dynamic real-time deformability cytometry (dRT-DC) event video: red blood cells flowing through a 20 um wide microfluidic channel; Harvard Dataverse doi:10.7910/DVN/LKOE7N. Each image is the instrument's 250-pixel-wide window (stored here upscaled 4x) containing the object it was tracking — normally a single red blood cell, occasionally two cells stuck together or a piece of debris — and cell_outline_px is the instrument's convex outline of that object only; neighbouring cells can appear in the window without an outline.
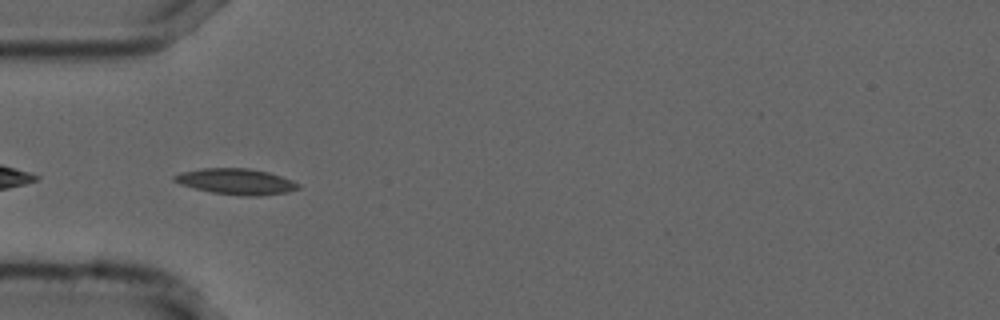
{"species": "common noctule bat (a hibernating species)", "species_latin": "Nyctalus noctula", "temperature_condition": "cold", "stored_images_in_passage": 40, "camera_frame_rate_fps": 3000, "um_per_image_px": 0.085, "animal": {"sex": "male", "forearm_length_mm": 52.5}, "frame": {"image": 1, "passage_image": 2, "time_ms": 0.333, "image_size_px": [1000, 320], "cell_outline_px": [[300, 188], [288, 192], [260, 196], [244, 196], [212, 192], [180, 184], [172, 180], [172, 176], [180, 172], [204, 168], [248, 168], [268, 172], [292, 180], [300, 184]], "centroid_in_image_um": [20.08, 15.43], "position_along_channel_um": 64.9, "area_um2": 18.67}}
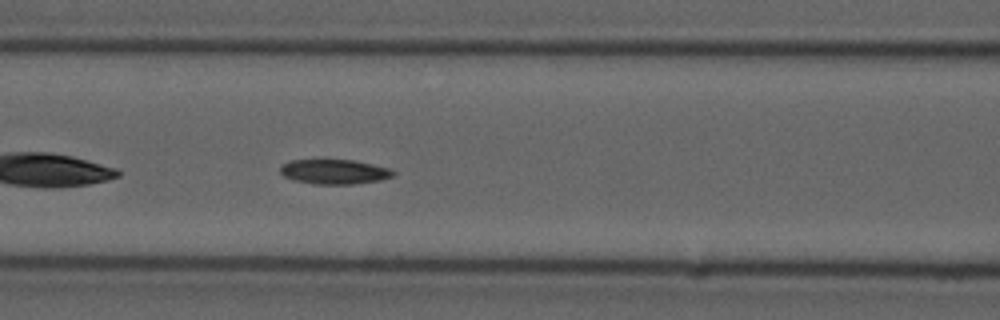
{"frame": {"image": 2, "passage_image": 8, "time_ms": 2.333, "image_size_px": [1000, 320], "cell_outline_px": [[396, 172], [392, 176], [380, 180], [352, 184], [316, 184], [296, 180], [284, 176], [280, 172], [280, 168], [288, 160], [320, 156], [324, 156], [356, 160], [392, 168]], "centroid_in_image_um": [28.4, 14.52], "position_along_channel_um": 138.2, "area_um2": 17.28}}
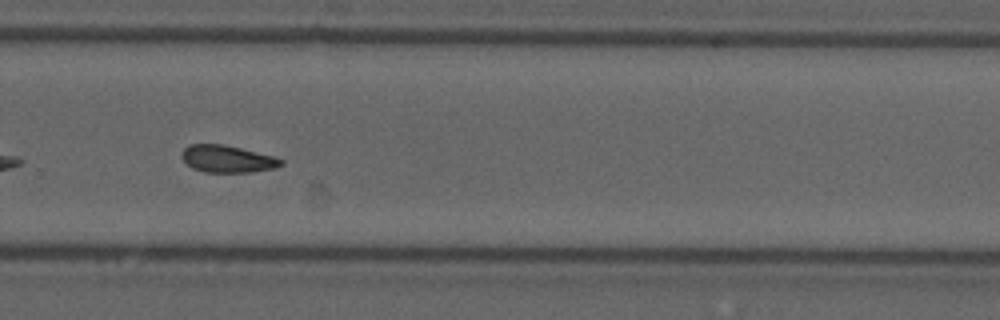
{"frame": {"image": 3, "passage_image": 22, "time_ms": 7.0, "image_size_px": [1000, 320], "cell_outline_px": [[284, 164], [276, 168], [252, 172], [204, 172], [192, 168], [180, 156], [180, 152], [188, 144], [224, 144], [272, 156], [284, 160]], "centroid_in_image_um": [19.31, 13.51], "position_along_channel_um": 310.5, "area_um2": 15.78}, "authors_computed_cell_mechanics": {"area_um2": 16.0684, "velocity_mm_per_s": 3.7093, "shape_relaxation_time_tau1_ms": null, "shape_relaxation_time_tau2_ms": 10.1912, "deformation_change_tau1": null, "deformation_change_tau2": 0.1748}}